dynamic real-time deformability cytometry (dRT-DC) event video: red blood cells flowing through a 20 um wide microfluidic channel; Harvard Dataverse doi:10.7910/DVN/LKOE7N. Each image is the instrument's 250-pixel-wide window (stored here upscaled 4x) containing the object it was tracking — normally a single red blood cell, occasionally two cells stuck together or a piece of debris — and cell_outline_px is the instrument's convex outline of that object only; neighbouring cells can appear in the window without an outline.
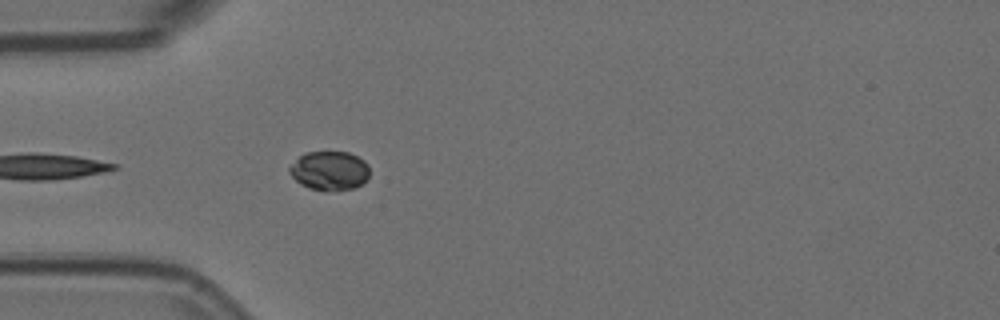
{"species": "Egyptian fruit bat (a non-hibernating species)", "species_latin": "Rousettus aegyptiacus", "temperature_condition": "room temperature", "stored_images_in_passage": 5, "camera_frame_rate_fps": 3000, "um_per_image_px": 0.085, "animal": {"sex": "female"}, "frame": {"image": 1, "passage_image": 5, "time_ms": 1.333, "image_size_px": [1000, 320], "cell_outline_px": [[368, 180], [356, 188], [308, 188], [300, 184], [288, 172], [288, 168], [304, 152], [348, 152], [364, 160], [368, 164]], "centroid_in_image_um": [28.01, 14.47], "position_along_channel_um": 57.0, "area_um2": 17.8}}